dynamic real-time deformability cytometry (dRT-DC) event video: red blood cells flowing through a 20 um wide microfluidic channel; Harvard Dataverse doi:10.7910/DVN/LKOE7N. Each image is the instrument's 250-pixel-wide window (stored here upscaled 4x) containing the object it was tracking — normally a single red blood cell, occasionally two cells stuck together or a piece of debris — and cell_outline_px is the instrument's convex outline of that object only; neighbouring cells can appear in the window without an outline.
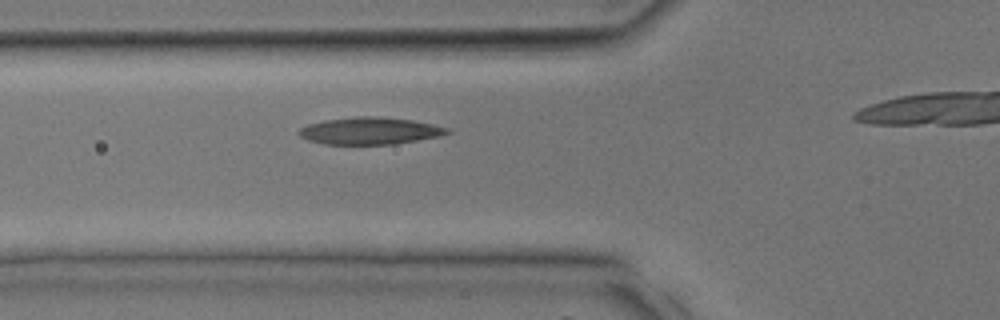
{"species": "common noctule bat (a hibernating species)", "species_latin": "Nyctalus noctula", "temperature_condition": "room temperature", "stored_images_in_passage": 20, "camera_frame_rate_fps": 3000, "um_per_image_px": 0.085, "animal": {"sex": "male", "body_mass_g": 17.9, "forearm_length_mm": 54.2}, "frame": {"image": 1, "passage_image": 4, "time_ms": 1.0, "image_size_px": [1000, 320], "cell_outline_px": [[452, 132], [440, 136], [392, 144], [324, 144], [308, 140], [300, 136], [296, 132], [300, 128], [308, 124], [324, 120], [356, 116], [372, 116], [412, 120], [432, 124], [448, 128]], "centroid_in_image_um": [31.4, 11.12], "position_along_channel_um": 94.4, "area_um2": 23.29}}
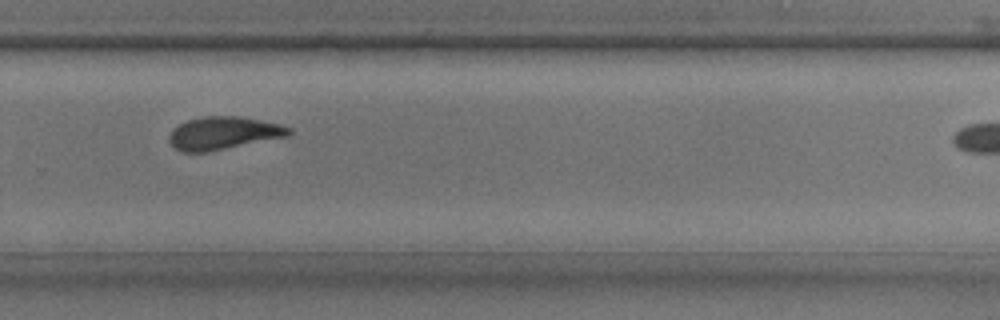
{"frame": {"image": 2, "passage_image": 15, "time_ms": 4.667, "image_size_px": [1000, 320], "cell_outline_px": [[292, 132], [288, 136], [204, 152], [180, 152], [168, 140], [168, 136], [180, 124], [188, 120], [204, 116], [240, 116], [280, 124], [292, 128]], "centroid_in_image_um": [19.01, 11.3], "position_along_channel_um": 310.8, "area_um2": 22.54}}